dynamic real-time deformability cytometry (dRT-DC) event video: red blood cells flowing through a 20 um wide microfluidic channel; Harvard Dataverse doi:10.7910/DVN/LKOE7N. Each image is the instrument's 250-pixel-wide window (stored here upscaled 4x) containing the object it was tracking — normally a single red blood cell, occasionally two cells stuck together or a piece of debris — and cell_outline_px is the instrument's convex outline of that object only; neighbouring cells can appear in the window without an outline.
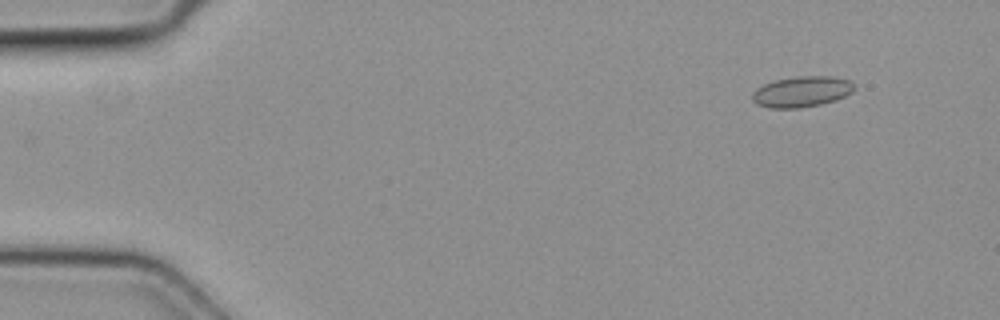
{"species": "common noctule bat (a hibernating species)", "species_latin": "Nyctalus noctula", "temperature_condition": "cold", "stored_images_in_passage": 4, "camera_frame_rate_fps": 3000, "um_per_image_px": 0.085, "animal": {"sex": "female", "body_mass_g": 19.3, "forearm_length_mm": 54.1}, "frame": {"image": 1, "passage_image": 1, "time_ms": 0.0, "image_size_px": [1000, 320], "cell_outline_px": [[856, 88], [852, 92], [836, 100], [820, 104], [800, 108], [768, 108], [756, 104], [752, 100], [752, 92], [756, 88], [764, 84], [776, 80], [800, 76], [832, 76], [852, 80], [856, 84]], "centroid_in_image_um": [68.17, 7.79], "position_along_channel_um": 16.8, "area_um2": 18.5}}
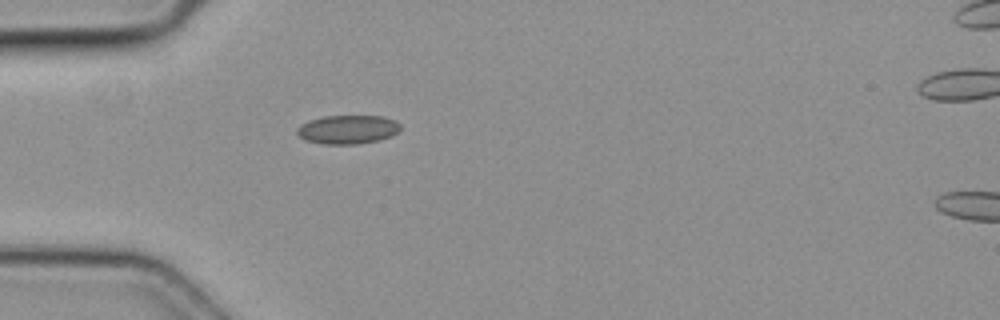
{"frame": {"image": 2, "passage_image": 3, "time_ms": 0.667, "image_size_px": [1000, 320], "cell_outline_px": [[400, 128], [392, 136], [380, 140], [356, 144], [324, 144], [304, 140], [296, 132], [296, 128], [300, 124], [308, 120], [324, 116], [384, 116], [396, 120], [400, 124]], "centroid_in_image_um": [29.55, 11.0], "position_along_channel_um": 55.5, "area_um2": 17.51}}